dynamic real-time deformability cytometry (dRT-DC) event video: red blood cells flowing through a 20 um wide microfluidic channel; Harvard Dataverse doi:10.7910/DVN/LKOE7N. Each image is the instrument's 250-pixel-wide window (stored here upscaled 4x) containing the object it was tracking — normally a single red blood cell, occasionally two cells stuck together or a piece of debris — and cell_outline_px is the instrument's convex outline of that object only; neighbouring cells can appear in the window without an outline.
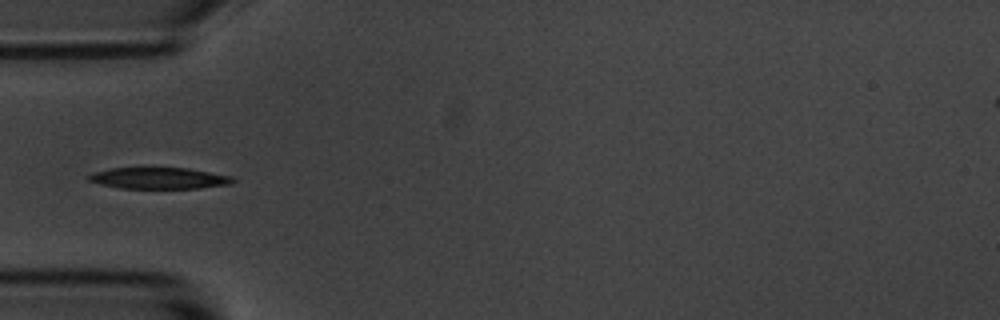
{"species": "common noctule bat (a hibernating species)", "species_latin": "Nyctalus noctula", "temperature_condition": "room temperature", "stored_images_in_passage": 39, "camera_frame_rate_fps": 3000, "um_per_image_px": 0.085, "animal": {"sex": "male", "body_mass_g": 20.1, "forearm_length_mm": 53.5}, "frame": {"image": 1, "passage_image": 1, "time_ms": 0.0, "image_size_px": [1000, 320], "cell_outline_px": [[236, 180], [228, 184], [200, 188], [120, 188], [100, 184], [88, 180], [84, 176], [92, 172], [112, 168], [188, 168], [232, 176]], "centroid_in_image_um": [13.46, 15.14], "position_along_channel_um": 71.5, "area_um2": 17.92}}
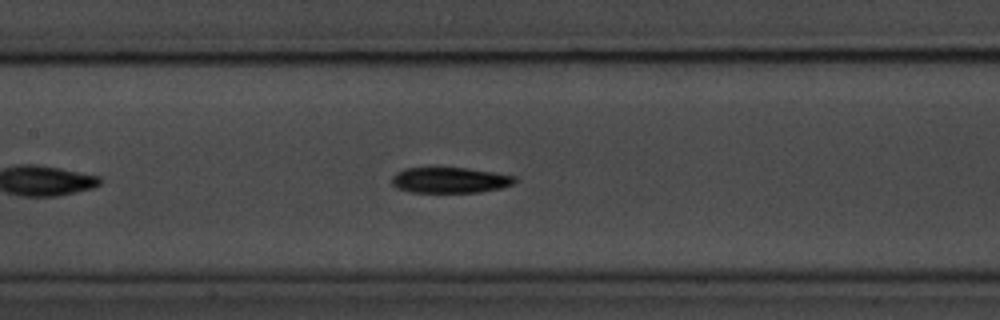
{"frame": {"image": 2, "passage_image": 9, "time_ms": 2.667, "image_size_px": [1000, 320], "cell_outline_px": [[516, 180], [512, 184], [500, 188], [480, 192], [408, 192], [396, 188], [392, 184], [392, 176], [396, 172], [404, 168], [468, 168], [516, 176]], "centroid_in_image_um": [38.2, 15.31], "position_along_channel_um": 169.2, "area_um2": 18.38}}
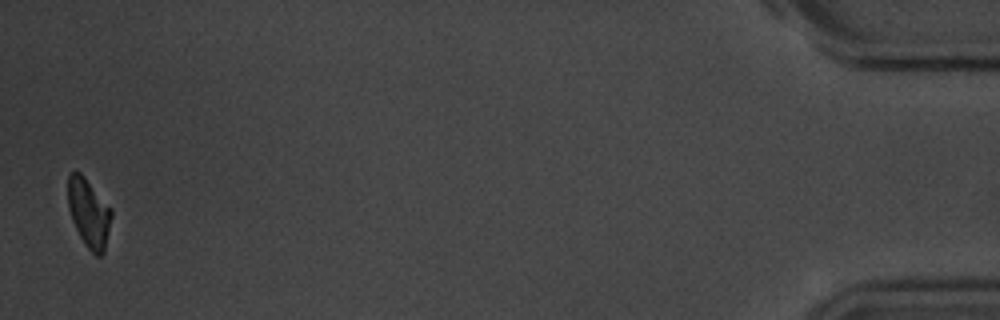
{"frame": {"image": 3, "passage_image": 38, "time_ms": 12.333, "image_size_px": [1000, 320], "cell_outline_px": [[112, 216], [104, 252], [100, 256], [96, 256], [84, 244], [72, 220], [68, 208], [68, 176], [72, 172], [80, 172], [84, 176], [112, 208]], "centroid_in_image_um": [7.56, 18.1], "position_along_channel_um": 427.6, "area_um2": 17.4}}